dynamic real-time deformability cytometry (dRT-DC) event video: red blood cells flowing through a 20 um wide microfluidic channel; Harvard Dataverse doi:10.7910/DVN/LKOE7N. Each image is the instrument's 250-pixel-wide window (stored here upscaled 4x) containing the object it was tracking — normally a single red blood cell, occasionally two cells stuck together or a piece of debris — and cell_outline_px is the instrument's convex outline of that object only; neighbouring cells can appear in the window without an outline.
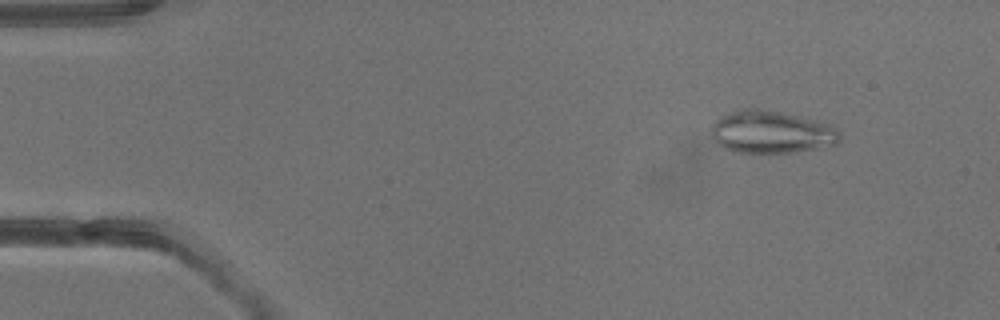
{"species": "common noctule bat (a hibernating species)", "species_latin": "Nyctalus noctula", "temperature_condition": "warm", "stored_images_in_passage": 3, "camera_frame_rate_fps": 3000, "um_per_image_px": 0.085, "animal": {"sex": "male", "body_mass_g": 13.3}, "frame": {"image": 1, "passage_image": 2, "time_ms": 1.333, "image_size_px": [1000, 320], "cell_outline_px": [[840, 140], [836, 144], [816, 148], [792, 152], [732, 152], [716, 144], [712, 136], [712, 124], [720, 116], [740, 108], [756, 108], [780, 112], [828, 124], [836, 128], [840, 132]], "centroid_in_image_um": [65.51, 11.22], "position_along_channel_um": 19.5, "area_um2": 31.62}}